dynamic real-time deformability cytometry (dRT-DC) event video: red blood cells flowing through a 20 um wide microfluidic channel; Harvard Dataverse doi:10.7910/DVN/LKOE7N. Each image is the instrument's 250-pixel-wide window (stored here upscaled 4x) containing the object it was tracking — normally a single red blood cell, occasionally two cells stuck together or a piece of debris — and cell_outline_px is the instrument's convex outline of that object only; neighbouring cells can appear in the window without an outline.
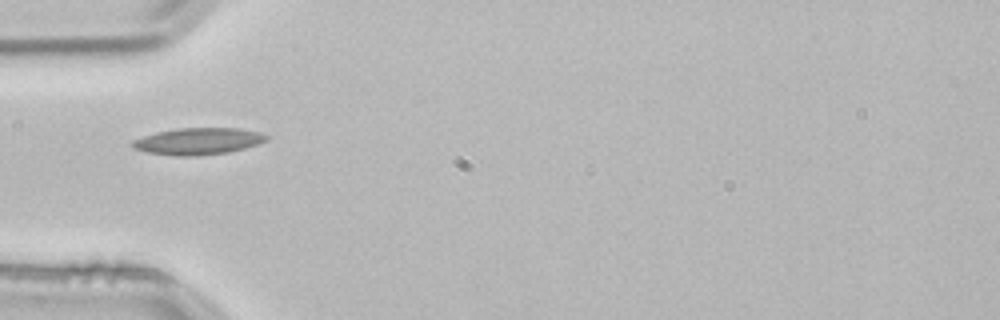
{"species": "common noctule bat (a hibernating species)", "species_latin": "Nyctalus noctula", "temperature_condition": "room temperature", "stored_images_in_passage": 2, "camera_frame_rate_fps": 3000, "um_per_image_px": 0.085, "animal": {"sex": "male", "body_mass_g": 21.5, "forearm_length_mm": 52.0}, "frame": {"image": 1, "passage_image": 2, "time_ms": 0.333, "image_size_px": [1000, 320], "cell_outline_px": [[268, 140], [244, 148], [228, 152], [196, 156], [176, 156], [148, 152], [132, 148], [132, 140], [156, 132], [176, 128], [236, 128], [260, 132], [268, 136]], "centroid_in_image_um": [16.83, 12.0], "position_along_channel_um": 68.2, "area_um2": 20.81}}